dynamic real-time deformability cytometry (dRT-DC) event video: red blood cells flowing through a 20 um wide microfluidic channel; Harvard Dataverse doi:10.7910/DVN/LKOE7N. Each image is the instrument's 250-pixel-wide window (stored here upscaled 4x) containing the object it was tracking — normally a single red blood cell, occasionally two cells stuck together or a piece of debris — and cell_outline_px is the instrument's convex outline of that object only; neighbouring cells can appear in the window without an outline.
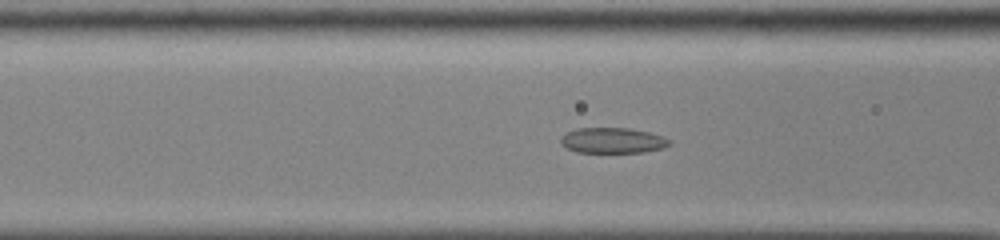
{"species": "common noctule bat (a hibernating species)", "species_latin": "Nyctalus noctula", "temperature_condition": "cold", "stored_images_in_passage": 38, "camera_frame_rate_fps": 3000, "um_per_image_px": 0.085, "animal": {"sex": "male", "body_mass_g": 13.0, "forearm_length_mm": 53.1}, "frame": {"image": 1, "passage_image": 7, "time_ms": 2.0, "image_size_px": [1000, 240], "cell_outline_px": [[672, 144], [664, 148], [644, 152], [576, 152], [560, 144], [560, 136], [576, 128], [628, 128], [648, 132], [672, 140]], "centroid_in_image_um": [52.07, 11.94], "position_along_channel_um": 114.5, "area_um2": 16.18}}
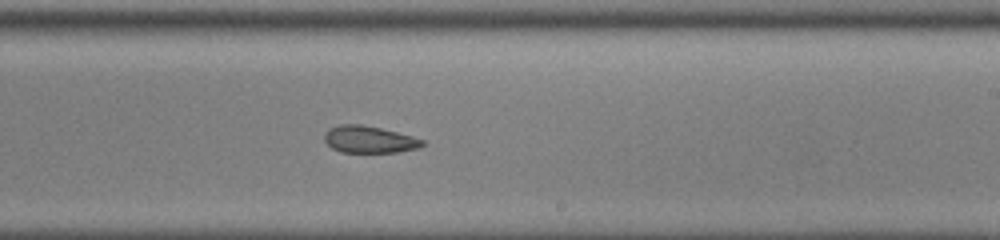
{"frame": {"image": 2, "passage_image": 18, "time_ms": 5.667, "image_size_px": [1000, 240], "cell_outline_px": [[424, 144], [420, 148], [396, 152], [340, 152], [332, 148], [324, 140], [324, 132], [328, 128], [340, 124], [360, 124], [380, 128], [412, 136], [424, 140]], "centroid_in_image_um": [31.36, 11.85], "position_along_channel_um": 257.6, "area_um2": 15.43}}
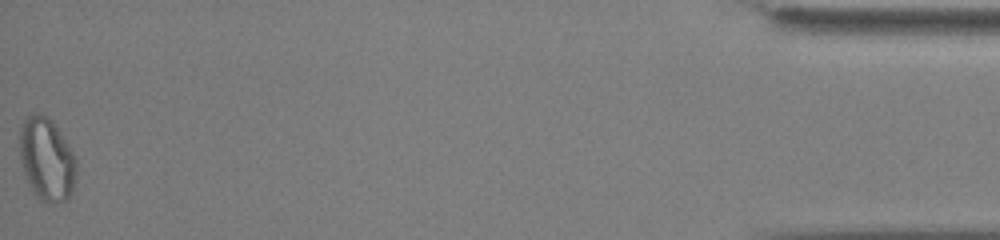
{"frame": {"image": 3, "passage_image": 38, "time_ms": 12.333, "image_size_px": [1000, 240], "cell_outline_px": [[76, 176], [72, 192], [68, 200], [44, 204], [32, 192], [28, 184], [20, 160], [20, 128], [24, 120], [32, 112], [40, 112], [48, 116], [52, 120], [68, 144], [76, 160]], "centroid_in_image_um": [3.96, 13.54], "position_along_channel_um": 431.2, "area_um2": 27.74}, "authors_computed_cell_mechanics": {"area_um2": 16.7331, "velocity_mm_per_s": 3.9066, "shape_relaxation_time_tau1_ms": null, "shape_relaxation_time_tau2_ms": 6.5053, "deformation_change_tau1": null, "deformation_change_tau2": 0.133}}